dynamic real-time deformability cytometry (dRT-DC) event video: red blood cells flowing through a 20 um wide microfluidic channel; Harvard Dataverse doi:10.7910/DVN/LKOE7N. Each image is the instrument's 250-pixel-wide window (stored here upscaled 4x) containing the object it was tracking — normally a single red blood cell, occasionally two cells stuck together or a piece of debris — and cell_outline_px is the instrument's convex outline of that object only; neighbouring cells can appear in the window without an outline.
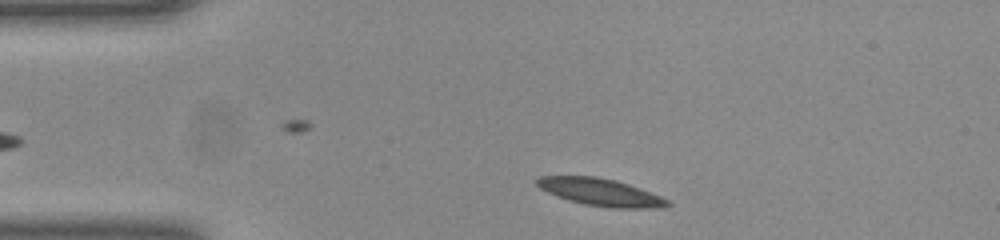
{"species": "common noctule bat (a hibernating species)", "species_latin": "Nyctalus noctula", "temperature_condition": "room temperature", "stored_images_in_passage": 37, "camera_frame_rate_fps": 3000, "um_per_image_px": 0.085, "animal": {"sex": "female", "body_mass_g": 23.0, "forearm_length_mm": 53.4}, "frame": {"image": 1, "passage_image": 2, "time_ms": 0.333, "image_size_px": [1000, 240], "cell_outline_px": [[672, 204], [660, 208], [612, 208], [584, 204], [556, 196], [540, 188], [536, 184], [536, 180], [540, 176], [596, 176], [616, 180], [640, 188], [660, 196], [668, 200]], "centroid_in_image_um": [51.06, 16.33], "position_along_channel_um": 33.9, "area_um2": 20.69}}
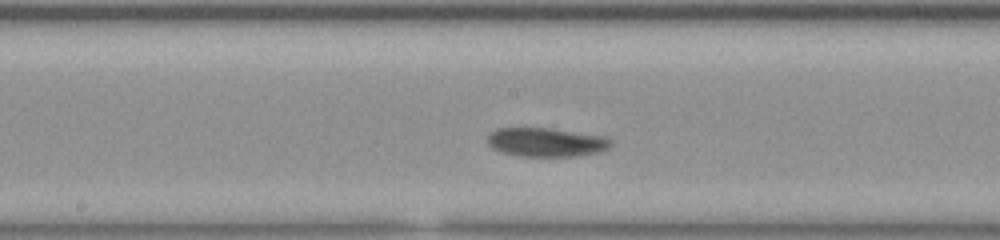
{"frame": {"image": 2, "passage_image": 18, "time_ms": 5.667, "image_size_px": [1000, 240], "cell_outline_px": [[612, 144], [608, 148], [596, 152], [576, 156], [520, 156], [504, 152], [492, 148], [488, 144], [488, 132], [496, 128], [548, 128], [604, 136], [612, 140]], "centroid_in_image_um": [46.4, 12.08], "position_along_channel_um": 201.8, "area_um2": 20.63}}
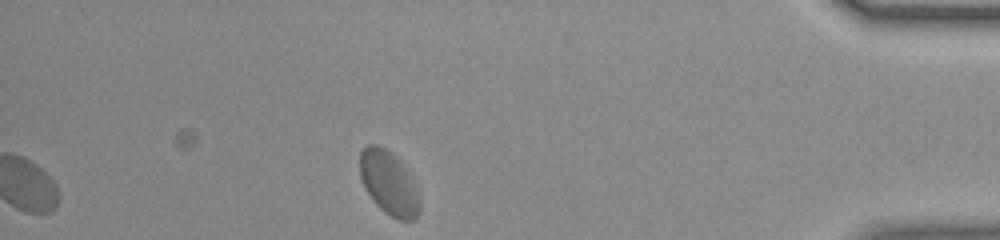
{"frame": {"image": 3, "passage_image": 37, "time_ms": 12.0, "image_size_px": [1000, 240], "cell_outline_px": [[420, 208], [416, 216], [412, 220], [400, 220], [384, 212], [372, 200], [364, 188], [360, 176], [360, 152], [368, 144], [376, 144], [392, 152], [404, 164], [420, 192]], "centroid_in_image_um": [33.07, 15.54], "position_along_channel_um": 402.1, "area_um2": 22.54}, "authors_computed_cell_mechanics": {"area_um2": 20.808, "velocity_mm_per_s": 3.9009, "shape_relaxation_time_tau1_ms": null, "shape_relaxation_time_tau2_ms": 1.3718, "deformation_change_tau1": null, "deformation_change_tau2": 0.034}}